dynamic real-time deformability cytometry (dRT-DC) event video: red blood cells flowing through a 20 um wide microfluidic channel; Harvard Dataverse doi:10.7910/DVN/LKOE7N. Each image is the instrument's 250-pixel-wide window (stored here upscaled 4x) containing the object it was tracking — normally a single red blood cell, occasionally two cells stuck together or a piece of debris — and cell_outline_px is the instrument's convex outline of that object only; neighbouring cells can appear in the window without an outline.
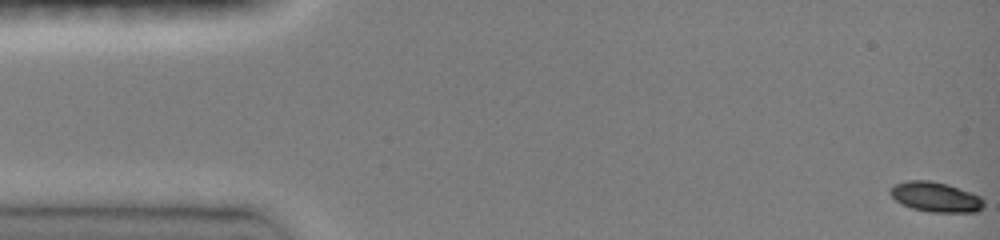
{"species": "common noctule bat (a hibernating species)", "species_latin": "Nyctalus noctula", "temperature_condition": "room temperature", "stored_images_in_passage": 48, "camera_frame_rate_fps": 3000, "um_per_image_px": 0.085, "animal": {"sex": "female", "body_mass_g": 19.0, "forearm_length_mm": 51.5}, "frame": {"image": 1, "passage_image": 1, "time_ms": 0.0, "image_size_px": [1000, 240], "cell_outline_px": [[984, 204], [976, 212], [928, 212], [912, 208], [896, 200], [888, 192], [896, 184], [908, 180], [928, 180], [948, 184], [980, 196], [984, 200]], "centroid_in_image_um": [79.53, 16.74], "position_along_channel_um": 5.5, "area_um2": 16.13}}
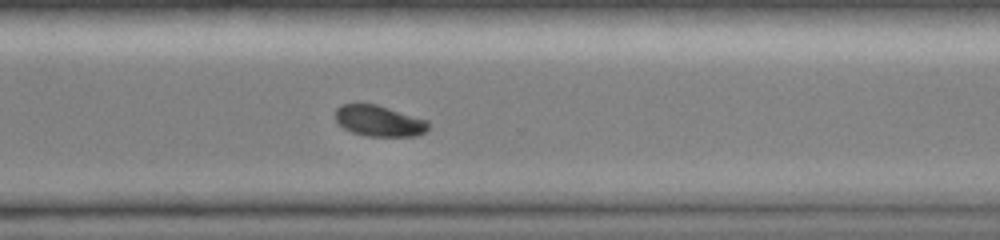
{"frame": {"image": 2, "passage_image": 35, "time_ms": 11.333, "image_size_px": [1000, 240], "cell_outline_px": [[428, 128], [424, 132], [416, 136], [368, 136], [352, 132], [344, 128], [336, 120], [336, 108], [344, 104], [376, 104], [428, 120]], "centroid_in_image_um": [32.23, 10.28], "position_along_channel_um": 338.4, "area_um2": 16.59}}
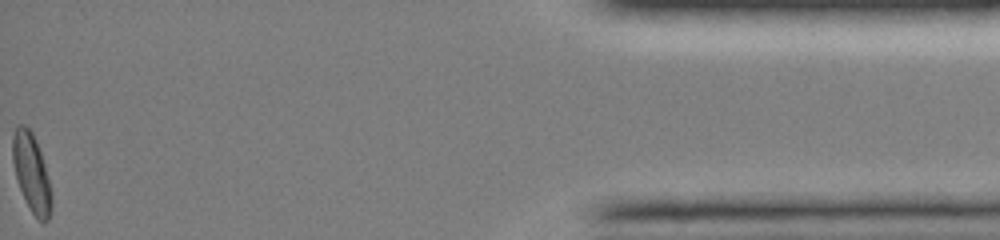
{"frame": {"image": 3, "passage_image": 48, "time_ms": 15.667, "image_size_px": [1000, 240], "cell_outline_px": [[52, 208], [48, 220], [44, 224], [32, 212], [20, 188], [16, 176], [12, 160], [12, 136], [16, 128], [20, 124], [24, 124], [32, 132], [36, 140], [48, 176], [52, 196]], "centroid_in_image_um": [2.68, 14.69], "position_along_channel_um": 432.5, "area_um2": 17.51}, "authors_computed_cell_mechanics": {"area_um2": 17.2533, "velocity_mm_per_s": 4.0978, "shape_relaxation_time_tau1_ms": 2.1872, "shape_relaxation_time_tau2_ms": null, "deformation_change_tau1": 0.1125, "deformation_change_tau2": null}}